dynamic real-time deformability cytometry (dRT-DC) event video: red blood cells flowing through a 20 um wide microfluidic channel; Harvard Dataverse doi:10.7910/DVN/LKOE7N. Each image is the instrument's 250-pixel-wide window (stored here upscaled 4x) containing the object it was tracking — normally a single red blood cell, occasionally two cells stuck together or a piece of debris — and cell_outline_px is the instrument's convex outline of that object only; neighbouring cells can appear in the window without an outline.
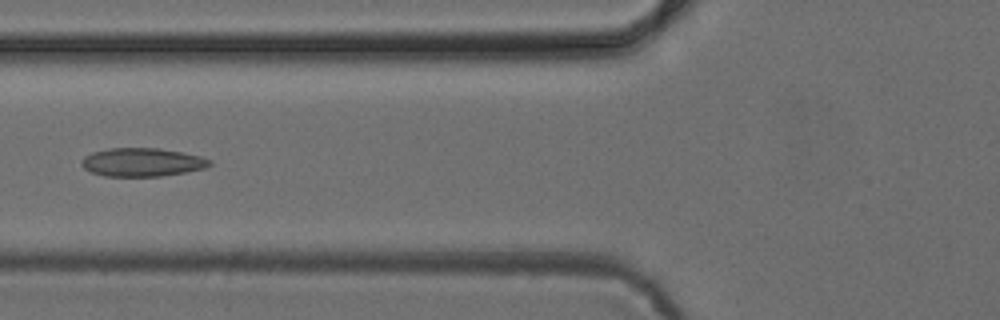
{"species": "common noctule bat (a hibernating species)", "species_latin": "Nyctalus noctula", "temperature_condition": "cold", "stored_images_in_passage": 6, "camera_frame_rate_fps": 3000, "um_per_image_px": 0.085, "animal": {"sex": "female", "body_mass_g": 24.6, "forearm_length_mm": 56.2}, "frame": {"image": 1, "passage_image": 6, "time_ms": 6.0, "image_size_px": [1000, 320], "cell_outline_px": [[212, 164], [204, 168], [184, 172], [160, 176], [104, 176], [92, 172], [84, 168], [80, 164], [80, 160], [84, 156], [92, 152], [108, 148], [160, 148], [200, 156], [212, 160]], "centroid_in_image_um": [12.05, 13.78], "position_along_channel_um": 113.8, "area_um2": 21.21}}